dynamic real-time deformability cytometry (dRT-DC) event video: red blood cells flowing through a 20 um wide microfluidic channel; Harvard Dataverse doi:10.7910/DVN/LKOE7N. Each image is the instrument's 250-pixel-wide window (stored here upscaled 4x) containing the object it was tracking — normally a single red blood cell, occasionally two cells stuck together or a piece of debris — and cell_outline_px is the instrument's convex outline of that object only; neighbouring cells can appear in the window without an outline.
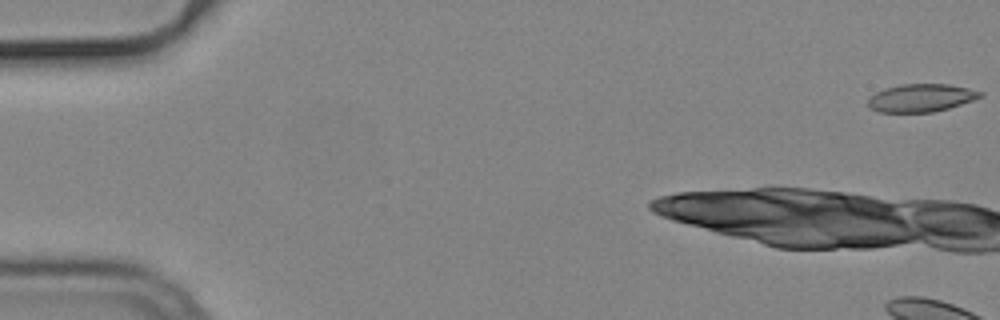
{"species": "common noctule bat (a hibernating species)", "species_latin": "Nyctalus noctula", "temperature_condition": "cold", "stored_images_in_passage": 7, "camera_frame_rate_fps": 3000, "um_per_image_px": 0.085, "animal": {"sex": "male", "body_mass_g": 19.2, "forearm_length_mm": 51.8}, "frame": {"image": 1, "passage_image": 1, "time_ms": 0.0, "image_size_px": [1000, 320], "cell_outline_px": [[984, 96], [948, 108], [932, 112], [880, 112], [868, 108], [868, 96], [884, 88], [900, 84], [948, 84], [968, 88], [984, 92]], "centroid_in_image_um": [78.26, 8.31], "position_along_channel_um": 6.7, "area_um2": 18.32}}